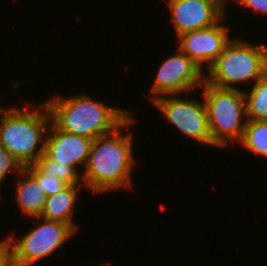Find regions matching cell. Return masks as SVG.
Returning <instances> with one entry per match:
<instances>
[{
  "instance_id": "obj_7",
  "label": "cell",
  "mask_w": 267,
  "mask_h": 266,
  "mask_svg": "<svg viewBox=\"0 0 267 266\" xmlns=\"http://www.w3.org/2000/svg\"><path fill=\"white\" fill-rule=\"evenodd\" d=\"M178 96V97H176ZM178 95H164L153 100L164 117L180 132L191 137L201 145L214 146L208 124V112L205 101L179 98Z\"/></svg>"
},
{
  "instance_id": "obj_13",
  "label": "cell",
  "mask_w": 267,
  "mask_h": 266,
  "mask_svg": "<svg viewBox=\"0 0 267 266\" xmlns=\"http://www.w3.org/2000/svg\"><path fill=\"white\" fill-rule=\"evenodd\" d=\"M79 185L83 187V184L68 185L62 191L48 196L40 218L70 224L77 231V225L73 221V208L79 197Z\"/></svg>"
},
{
  "instance_id": "obj_21",
  "label": "cell",
  "mask_w": 267,
  "mask_h": 266,
  "mask_svg": "<svg viewBox=\"0 0 267 266\" xmlns=\"http://www.w3.org/2000/svg\"><path fill=\"white\" fill-rule=\"evenodd\" d=\"M8 111V109H3V108H0V121H1V119H2V117H3V115L6 113Z\"/></svg>"
},
{
  "instance_id": "obj_22",
  "label": "cell",
  "mask_w": 267,
  "mask_h": 266,
  "mask_svg": "<svg viewBox=\"0 0 267 266\" xmlns=\"http://www.w3.org/2000/svg\"><path fill=\"white\" fill-rule=\"evenodd\" d=\"M101 266H110V263L109 264L107 263V264H104V265H101Z\"/></svg>"
},
{
  "instance_id": "obj_4",
  "label": "cell",
  "mask_w": 267,
  "mask_h": 266,
  "mask_svg": "<svg viewBox=\"0 0 267 266\" xmlns=\"http://www.w3.org/2000/svg\"><path fill=\"white\" fill-rule=\"evenodd\" d=\"M267 73V46H257L233 38L205 73V81L214 87L236 89L243 82L257 83Z\"/></svg>"
},
{
  "instance_id": "obj_5",
  "label": "cell",
  "mask_w": 267,
  "mask_h": 266,
  "mask_svg": "<svg viewBox=\"0 0 267 266\" xmlns=\"http://www.w3.org/2000/svg\"><path fill=\"white\" fill-rule=\"evenodd\" d=\"M201 88L213 143L223 148L229 142H240L247 122L244 92L238 88H217L205 80Z\"/></svg>"
},
{
  "instance_id": "obj_20",
  "label": "cell",
  "mask_w": 267,
  "mask_h": 266,
  "mask_svg": "<svg viewBox=\"0 0 267 266\" xmlns=\"http://www.w3.org/2000/svg\"><path fill=\"white\" fill-rule=\"evenodd\" d=\"M0 266H12L11 246L7 237L0 241Z\"/></svg>"
},
{
  "instance_id": "obj_9",
  "label": "cell",
  "mask_w": 267,
  "mask_h": 266,
  "mask_svg": "<svg viewBox=\"0 0 267 266\" xmlns=\"http://www.w3.org/2000/svg\"><path fill=\"white\" fill-rule=\"evenodd\" d=\"M172 15L176 36L214 26L225 17L229 0H165Z\"/></svg>"
},
{
  "instance_id": "obj_8",
  "label": "cell",
  "mask_w": 267,
  "mask_h": 266,
  "mask_svg": "<svg viewBox=\"0 0 267 266\" xmlns=\"http://www.w3.org/2000/svg\"><path fill=\"white\" fill-rule=\"evenodd\" d=\"M174 55L168 56L158 67L152 84L150 101L164 95H181V93L201 88L205 80L201 70L185 53L178 49ZM154 94V95H153Z\"/></svg>"
},
{
  "instance_id": "obj_1",
  "label": "cell",
  "mask_w": 267,
  "mask_h": 266,
  "mask_svg": "<svg viewBox=\"0 0 267 266\" xmlns=\"http://www.w3.org/2000/svg\"><path fill=\"white\" fill-rule=\"evenodd\" d=\"M129 117L114 132L93 140L86 167L83 168V185L93 194L106 193L132 187V169L136 164L133 156L132 133L124 135L122 129L133 124Z\"/></svg>"
},
{
  "instance_id": "obj_3",
  "label": "cell",
  "mask_w": 267,
  "mask_h": 266,
  "mask_svg": "<svg viewBox=\"0 0 267 266\" xmlns=\"http://www.w3.org/2000/svg\"><path fill=\"white\" fill-rule=\"evenodd\" d=\"M28 104L25 109L9 107L0 121V144L24 168L35 165L45 152L46 135L51 124V115L44 101L37 105Z\"/></svg>"
},
{
  "instance_id": "obj_18",
  "label": "cell",
  "mask_w": 267,
  "mask_h": 266,
  "mask_svg": "<svg viewBox=\"0 0 267 266\" xmlns=\"http://www.w3.org/2000/svg\"><path fill=\"white\" fill-rule=\"evenodd\" d=\"M24 169L20 162L0 144V185L10 172L19 175Z\"/></svg>"
},
{
  "instance_id": "obj_17",
  "label": "cell",
  "mask_w": 267,
  "mask_h": 266,
  "mask_svg": "<svg viewBox=\"0 0 267 266\" xmlns=\"http://www.w3.org/2000/svg\"><path fill=\"white\" fill-rule=\"evenodd\" d=\"M25 169L37 180L41 185V188L44 189L46 196H51L57 192L62 191L65 187L68 186L66 182L61 179H58L54 176L42 173L35 165L25 167Z\"/></svg>"
},
{
  "instance_id": "obj_2",
  "label": "cell",
  "mask_w": 267,
  "mask_h": 266,
  "mask_svg": "<svg viewBox=\"0 0 267 266\" xmlns=\"http://www.w3.org/2000/svg\"><path fill=\"white\" fill-rule=\"evenodd\" d=\"M51 122L60 130L91 140L114 132L129 117L126 110L106 105L82 93L44 100Z\"/></svg>"
},
{
  "instance_id": "obj_14",
  "label": "cell",
  "mask_w": 267,
  "mask_h": 266,
  "mask_svg": "<svg viewBox=\"0 0 267 266\" xmlns=\"http://www.w3.org/2000/svg\"><path fill=\"white\" fill-rule=\"evenodd\" d=\"M251 87L250 93L244 92L247 120H267V73Z\"/></svg>"
},
{
  "instance_id": "obj_16",
  "label": "cell",
  "mask_w": 267,
  "mask_h": 266,
  "mask_svg": "<svg viewBox=\"0 0 267 266\" xmlns=\"http://www.w3.org/2000/svg\"><path fill=\"white\" fill-rule=\"evenodd\" d=\"M35 166L44 174L63 180L68 185L83 184L80 172L74 167L61 164L51 159L45 152L40 156Z\"/></svg>"
},
{
  "instance_id": "obj_11",
  "label": "cell",
  "mask_w": 267,
  "mask_h": 266,
  "mask_svg": "<svg viewBox=\"0 0 267 266\" xmlns=\"http://www.w3.org/2000/svg\"><path fill=\"white\" fill-rule=\"evenodd\" d=\"M45 141V153L61 164L86 167L93 140L58 129L52 122Z\"/></svg>"
},
{
  "instance_id": "obj_10",
  "label": "cell",
  "mask_w": 267,
  "mask_h": 266,
  "mask_svg": "<svg viewBox=\"0 0 267 266\" xmlns=\"http://www.w3.org/2000/svg\"><path fill=\"white\" fill-rule=\"evenodd\" d=\"M224 20L225 17L212 27L188 31L177 37L178 49L201 70L204 64L208 70L231 41L229 27L222 24Z\"/></svg>"
},
{
  "instance_id": "obj_15",
  "label": "cell",
  "mask_w": 267,
  "mask_h": 266,
  "mask_svg": "<svg viewBox=\"0 0 267 266\" xmlns=\"http://www.w3.org/2000/svg\"><path fill=\"white\" fill-rule=\"evenodd\" d=\"M242 147L256 155L267 157V120H247L242 140Z\"/></svg>"
},
{
  "instance_id": "obj_12",
  "label": "cell",
  "mask_w": 267,
  "mask_h": 266,
  "mask_svg": "<svg viewBox=\"0 0 267 266\" xmlns=\"http://www.w3.org/2000/svg\"><path fill=\"white\" fill-rule=\"evenodd\" d=\"M16 184L15 200L22 214L30 218L40 217L47 196L37 180L24 169L19 175Z\"/></svg>"
},
{
  "instance_id": "obj_19",
  "label": "cell",
  "mask_w": 267,
  "mask_h": 266,
  "mask_svg": "<svg viewBox=\"0 0 267 266\" xmlns=\"http://www.w3.org/2000/svg\"><path fill=\"white\" fill-rule=\"evenodd\" d=\"M243 7L250 8L254 13H260L261 15H267V0H237Z\"/></svg>"
},
{
  "instance_id": "obj_6",
  "label": "cell",
  "mask_w": 267,
  "mask_h": 266,
  "mask_svg": "<svg viewBox=\"0 0 267 266\" xmlns=\"http://www.w3.org/2000/svg\"><path fill=\"white\" fill-rule=\"evenodd\" d=\"M37 219L42 223L29 229L20 240H15L14 234L7 237L11 246L12 266L35 265L56 252L76 233L70 224L40 217Z\"/></svg>"
}]
</instances>
